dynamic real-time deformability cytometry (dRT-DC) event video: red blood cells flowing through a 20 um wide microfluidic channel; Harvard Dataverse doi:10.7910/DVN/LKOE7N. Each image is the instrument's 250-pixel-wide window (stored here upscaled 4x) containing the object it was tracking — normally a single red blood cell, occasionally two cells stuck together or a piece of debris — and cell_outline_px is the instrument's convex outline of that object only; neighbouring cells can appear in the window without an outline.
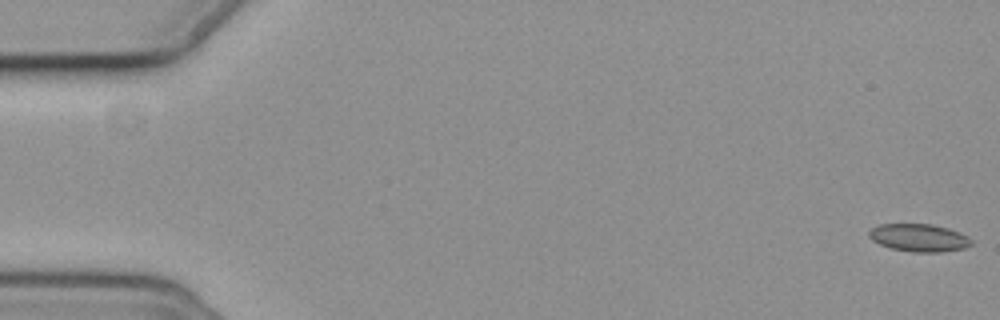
{"species": "common noctule bat (a hibernating species)", "species_latin": "Nyctalus noctula", "temperature_condition": "cold", "stored_images_in_passage": 16, "camera_frame_rate_fps": 3000, "um_per_image_px": 0.085, "animal": {"sex": "female", "body_mass_g": 19.3, "forearm_length_mm": 54.1}, "frame": {"image": 1, "passage_image": 1, "time_ms": 0.0, "image_size_px": [1000, 320], "cell_outline_px": [[972, 244], [964, 248], [940, 252], [912, 252], [892, 248], [880, 244], [872, 240], [868, 236], [868, 232], [872, 228], [880, 224], [932, 224], [948, 228], [960, 232], [968, 236], [972, 240]], "centroid_in_image_um": [78.13, 20.2], "position_along_channel_um": 6.9, "area_um2": 16.53}}